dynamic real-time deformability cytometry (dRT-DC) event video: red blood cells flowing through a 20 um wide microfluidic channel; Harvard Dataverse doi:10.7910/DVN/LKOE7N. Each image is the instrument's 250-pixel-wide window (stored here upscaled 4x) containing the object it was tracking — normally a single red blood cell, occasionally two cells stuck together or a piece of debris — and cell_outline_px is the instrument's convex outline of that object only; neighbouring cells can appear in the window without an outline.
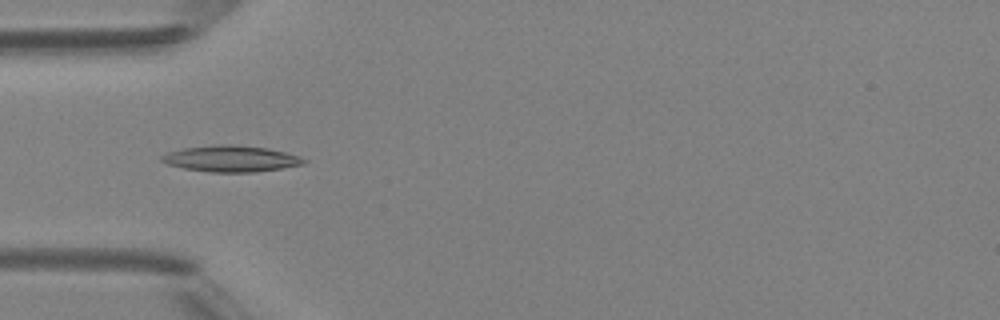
{"species": "Egyptian fruit bat (a non-hibernating species)", "species_latin": "Rousettus aegyptiacus", "temperature_condition": "room temperature", "stored_images_in_passage": 7, "camera_frame_rate_fps": 3000, "um_per_image_px": 0.085, "animal": {"sex": "female"}, "frame": {"image": 1, "passage_image": 5, "time_ms": 4.667, "image_size_px": [1000, 320], "cell_outline_px": [[308, 160], [304, 164], [256, 172], [212, 172], [184, 168], [168, 164], [160, 160], [160, 156], [168, 152], [184, 148], [216, 144], [232, 144], [268, 148], [300, 156]], "centroid_in_image_um": [19.64, 13.48], "position_along_channel_um": 65.4, "area_um2": 21.68}}
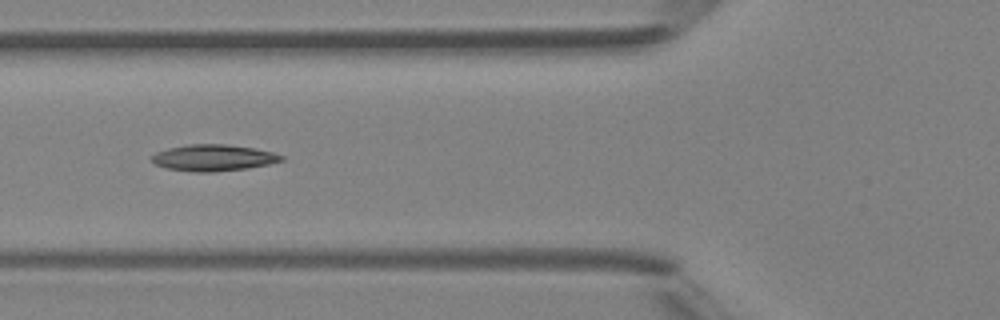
{"frame": {"image": 2, "passage_image": 6, "time_ms": 5.667, "image_size_px": [1000, 320], "cell_outline_px": [[284, 160], [268, 164], [248, 168], [212, 172], [192, 172], [164, 168], [156, 164], [152, 160], [152, 156], [156, 152], [168, 148], [188, 144], [224, 144], [252, 148], [272, 152], [284, 156]], "centroid_in_image_um": [18.12, 13.41], "position_along_channel_um": 107.7, "area_um2": 19.88}}
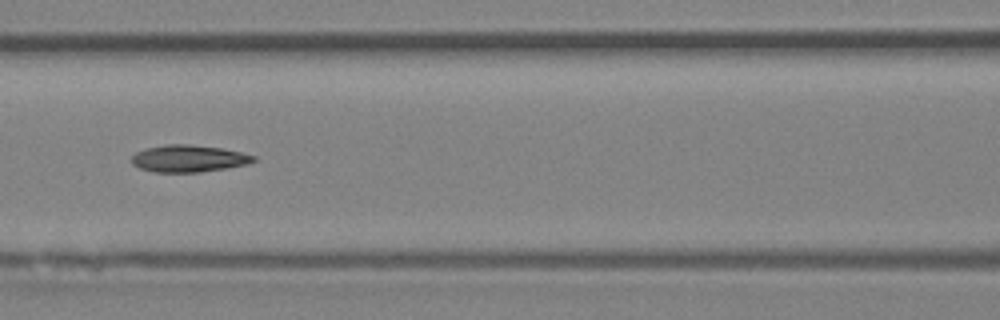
{"frame": {"image": 3, "passage_image": 7, "time_ms": 6.667, "image_size_px": [1000, 320], "cell_outline_px": [[256, 160], [248, 164], [228, 168], [200, 172], [152, 172], [140, 168], [132, 164], [132, 156], [136, 152], [148, 148], [168, 144], [188, 144], [224, 148], [256, 156]], "centroid_in_image_um": [16.06, 13.48], "position_along_channel_um": 150.5, "area_um2": 19.25}}